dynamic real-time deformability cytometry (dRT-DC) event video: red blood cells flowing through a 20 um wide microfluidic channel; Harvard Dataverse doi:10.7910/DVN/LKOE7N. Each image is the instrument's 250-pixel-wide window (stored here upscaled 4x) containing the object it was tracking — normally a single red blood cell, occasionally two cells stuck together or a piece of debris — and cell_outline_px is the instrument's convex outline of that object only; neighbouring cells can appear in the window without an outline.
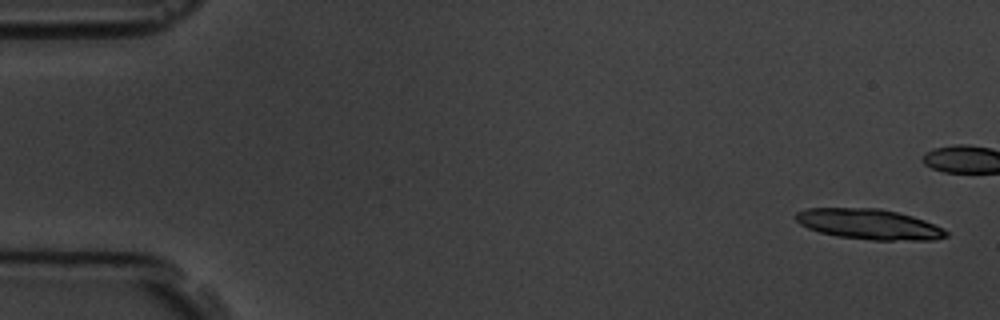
{"species": "common noctule bat (a hibernating species)", "species_latin": "Nyctalus noctula", "temperature_condition": "room temperature", "stored_images_in_passage": 6, "camera_frame_rate_fps": 3000, "um_per_image_px": 0.085, "animal": {"sex": "male", "body_mass_g": 19.5, "forearm_length_mm": 54.6}, "frame": {"image": 1, "passage_image": 1, "time_ms": 0.0, "image_size_px": [1000, 320], "cell_outline_px": [[948, 236], [936, 240], [872, 240], [836, 236], [820, 232], [808, 228], [800, 224], [792, 216], [796, 212], [804, 208], [880, 208], [912, 216], [924, 220], [944, 228], [948, 232]], "centroid_in_image_um": [73.85, 19.05], "position_along_channel_um": 11.1, "area_um2": 26.82}}
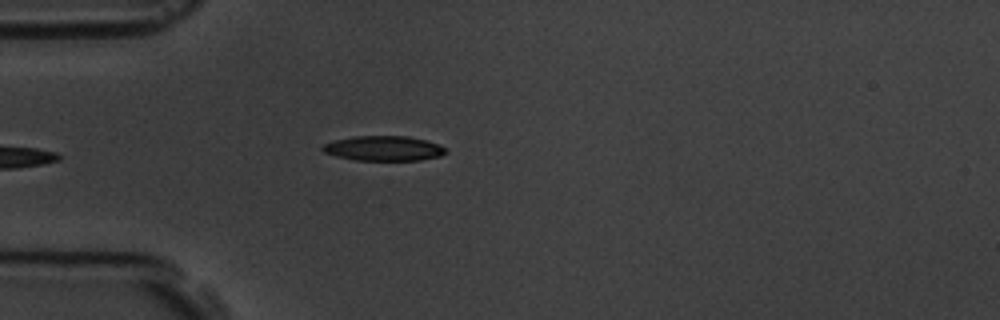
{"frame": {"image": 2, "passage_image": 6, "time_ms": 6.0, "image_size_px": [1000, 320], "cell_outline_px": [[448, 152], [440, 156], [420, 160], [356, 160], [336, 156], [324, 152], [320, 148], [324, 144], [336, 140], [352, 136], [408, 136], [428, 140], [440, 144]], "centroid_in_image_um": [32.64, 12.6], "position_along_channel_um": 52.4, "area_um2": 17.92}}